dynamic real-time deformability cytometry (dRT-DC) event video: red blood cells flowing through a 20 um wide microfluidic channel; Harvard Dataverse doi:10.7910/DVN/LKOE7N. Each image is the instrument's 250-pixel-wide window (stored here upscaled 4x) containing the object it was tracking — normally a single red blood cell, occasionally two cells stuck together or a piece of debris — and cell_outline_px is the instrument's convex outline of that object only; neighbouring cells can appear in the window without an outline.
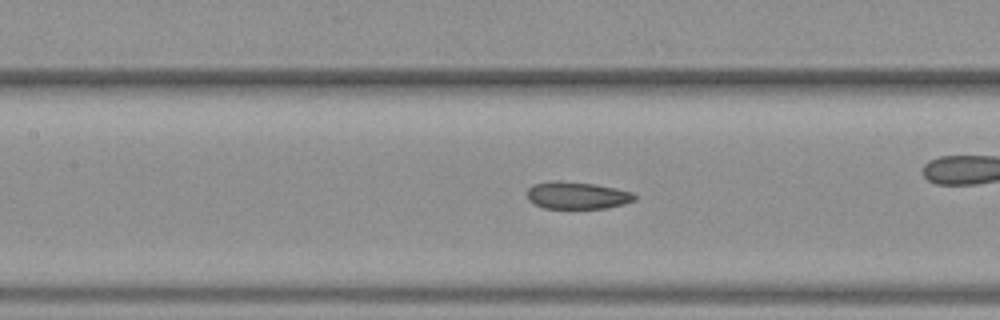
{"species": "common noctule bat (a hibernating species)", "species_latin": "Nyctalus noctula", "temperature_condition": "warm", "stored_images_in_passage": 52, "camera_frame_rate_fps": 3000, "um_per_image_px": 0.085, "animal": {"sex": "female", "body_mass_g": 19.3, "forearm_length_mm": 54.1}, "frame": {"image": 1, "passage_image": 23, "time_ms": 7.333, "image_size_px": [1000, 320], "cell_outline_px": [[636, 200], [624, 204], [608, 208], [544, 208], [532, 204], [528, 200], [528, 188], [536, 184], [552, 180], [596, 184], [616, 188], [632, 192], [636, 196]], "centroid_in_image_um": [49.07, 16.61], "position_along_channel_um": 158.3, "area_um2": 17.11}, "authors_computed_cell_mechanics": {"area_um2": 18.0914, "velocity_mm_per_s": 3.9987, "shape_relaxation_time_tau1_ms": null, "shape_relaxation_time_tau2_ms": 2.9312, "deformation_change_tau1": null, "deformation_change_tau2": 0.0793}}